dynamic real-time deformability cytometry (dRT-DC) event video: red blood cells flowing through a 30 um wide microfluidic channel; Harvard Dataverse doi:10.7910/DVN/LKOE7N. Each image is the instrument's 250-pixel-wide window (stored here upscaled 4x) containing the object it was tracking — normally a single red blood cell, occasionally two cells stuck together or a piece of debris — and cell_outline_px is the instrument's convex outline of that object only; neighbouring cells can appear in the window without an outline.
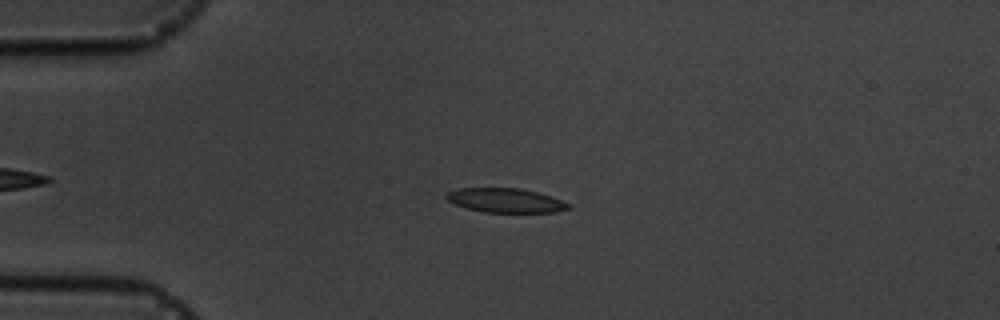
{"species": "common noctule bat (a hibernating species)", "species_latin": "Nyctalus noctula", "temperature_condition": "cold", "stored_images_in_passage": 4, "camera_frame_rate_fps": 3000, "um_per_image_px": 0.085, "animal": {"sex": "male", "body_mass_g": 19.5, "forearm_length_mm": 54.6}, "frame": {"image": 1, "passage_image": 3, "time_ms": 2.333, "image_size_px": [1000, 320], "cell_outline_px": [[572, 208], [556, 212], [484, 212], [468, 208], [456, 204], [448, 200], [444, 196], [448, 192], [456, 188], [520, 188], [552, 196], [572, 204]], "centroid_in_image_um": [43.02, 17.03], "position_along_channel_um": 42.0, "area_um2": 17.28}}